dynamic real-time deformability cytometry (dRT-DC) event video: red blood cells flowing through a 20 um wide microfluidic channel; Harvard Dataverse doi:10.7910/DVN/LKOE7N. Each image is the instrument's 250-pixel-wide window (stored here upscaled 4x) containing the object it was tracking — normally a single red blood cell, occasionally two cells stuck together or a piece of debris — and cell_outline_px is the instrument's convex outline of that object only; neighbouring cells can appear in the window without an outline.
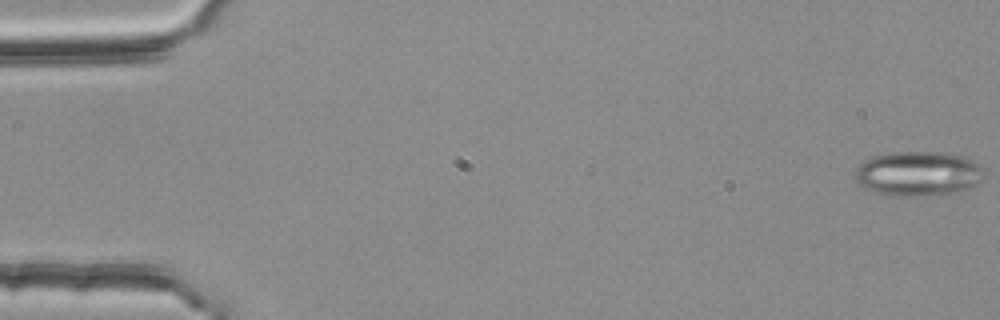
{"species": "common noctule bat (a hibernating species)", "species_latin": "Nyctalus noctula", "temperature_condition": "room temperature", "stored_images_in_passage": 16, "camera_frame_rate_fps": 3000, "um_per_image_px": 0.085, "animal": {"sex": "female", "body_mass_g": 25.1}, "frame": {"image": 1, "passage_image": 1, "time_ms": 0.0, "image_size_px": [1000, 320], "cell_outline_px": [[984, 168], [980, 180], [976, 184], [968, 188], [956, 192], [924, 196], [892, 196], [876, 192], [864, 188], [856, 180], [856, 168], [864, 160], [872, 156], [888, 152], [940, 152], [964, 156], [980, 164]], "centroid_in_image_um": [78.03, 14.75], "position_along_channel_um": 7.0, "area_um2": 33.7}}